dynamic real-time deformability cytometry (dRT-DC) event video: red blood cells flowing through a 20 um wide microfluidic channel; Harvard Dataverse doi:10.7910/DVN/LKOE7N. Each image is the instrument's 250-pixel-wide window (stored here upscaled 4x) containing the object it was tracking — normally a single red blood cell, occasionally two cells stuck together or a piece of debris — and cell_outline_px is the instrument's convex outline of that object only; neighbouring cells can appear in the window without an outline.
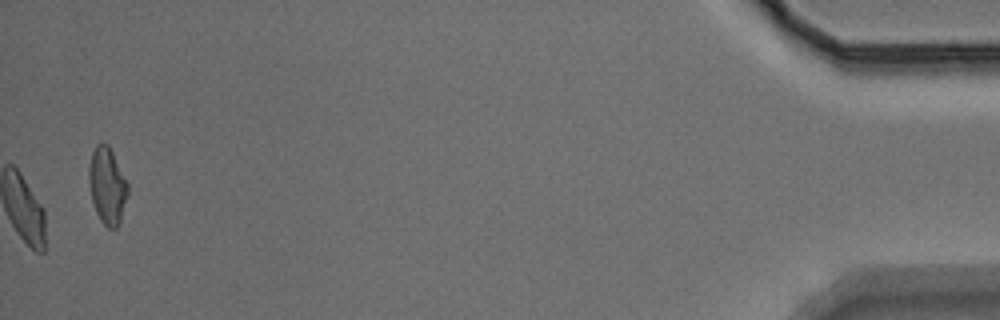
{"species": "Egyptian fruit bat (a non-hibernating species)", "species_latin": "Rousettus aegyptiacus", "temperature_condition": "warm", "stored_images_in_passage": 51, "camera_frame_rate_fps": 3000, "um_per_image_px": 0.085, "animal": {"sex": "male"}, "frame": {"image": 1, "passage_image": 51, "time_ms": 16.667, "image_size_px": [1000, 320], "cell_outline_px": [[128, 192], [120, 220], [116, 228], [108, 228], [100, 220], [96, 212], [92, 200], [88, 180], [88, 168], [92, 152], [96, 144], [108, 144], [128, 184]], "centroid_in_image_um": [9.09, 15.78], "position_along_channel_um": 426.1, "area_um2": 17.11}, "authors_computed_cell_mechanics": {"area_um2": 18.496, "velocity_mm_per_s": 3.9013, "shape_relaxation_time_tau1_ms": 3.3738, "shape_relaxation_time_tau2_ms": 2.6115, "deformation_change_tau1": 0.1419, "deformation_change_tau2": 0.0746}}